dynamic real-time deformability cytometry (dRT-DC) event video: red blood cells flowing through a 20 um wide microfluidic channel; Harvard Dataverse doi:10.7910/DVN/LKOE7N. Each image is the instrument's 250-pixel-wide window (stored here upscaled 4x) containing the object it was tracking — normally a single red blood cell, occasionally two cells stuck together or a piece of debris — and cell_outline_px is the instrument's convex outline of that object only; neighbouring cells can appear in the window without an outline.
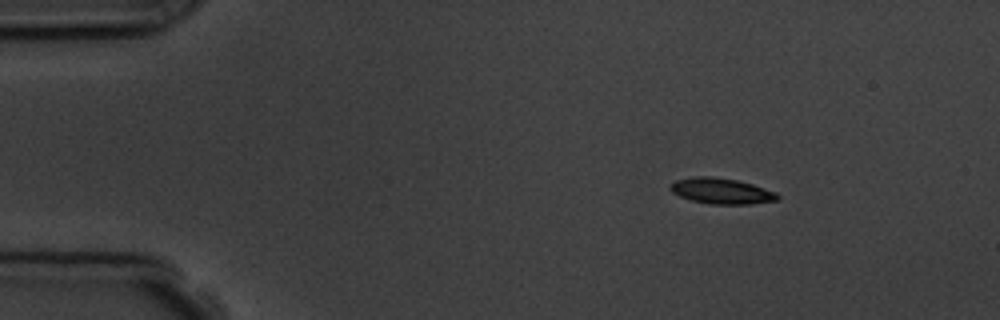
{"species": "common noctule bat (a hibernating species)", "species_latin": "Nyctalus noctula", "temperature_condition": "room temperature", "stored_images_in_passage": 9, "camera_frame_rate_fps": 3000, "um_per_image_px": 0.085, "animal": {"sex": "male", "body_mass_g": 19.5, "forearm_length_mm": 54.6}, "frame": {"image": 1, "passage_image": 2, "time_ms": 1.333, "image_size_px": [1000, 320], "cell_outline_px": [[780, 196], [776, 200], [752, 204], [708, 204], [692, 200], [680, 196], [672, 192], [668, 188], [676, 180], [696, 176], [712, 176], [736, 180], [752, 184], [776, 192]], "centroid_in_image_um": [61.32, 16.23], "position_along_channel_um": 23.7, "area_um2": 16.01}}